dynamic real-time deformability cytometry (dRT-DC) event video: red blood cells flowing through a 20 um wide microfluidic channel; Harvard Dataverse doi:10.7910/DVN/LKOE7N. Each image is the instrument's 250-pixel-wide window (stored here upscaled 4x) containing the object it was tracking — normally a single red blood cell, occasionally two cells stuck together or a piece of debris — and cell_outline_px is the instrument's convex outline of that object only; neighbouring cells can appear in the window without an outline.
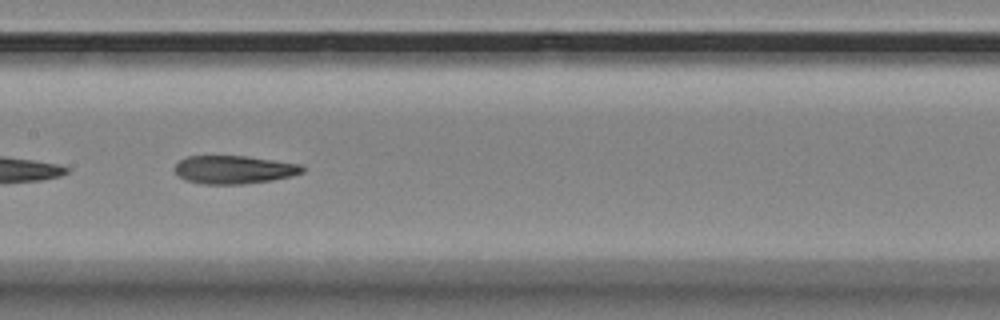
{"species": "Egyptian fruit bat (a non-hibernating species)", "species_latin": "Rousettus aegyptiacus", "temperature_condition": "room temperature", "stored_images_in_passage": 26, "camera_frame_rate_fps": 3000, "um_per_image_px": 0.085, "animal": {"sex": "female"}, "frame": {"image": 1, "passage_image": 12, "time_ms": 3.667, "image_size_px": [1000, 320], "cell_outline_px": [[304, 172], [292, 176], [272, 180], [240, 184], [204, 184], [184, 180], [172, 168], [180, 160], [188, 156], [248, 156], [304, 164]], "centroid_in_image_um": [19.92, 14.41], "position_along_channel_um": 187.5, "area_um2": 21.15}}
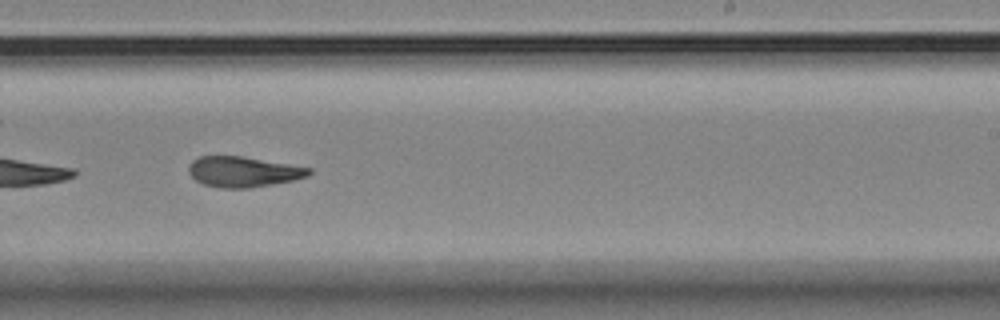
{"frame": {"image": 2, "passage_image": 19, "time_ms": 6.0, "image_size_px": [1000, 320], "cell_outline_px": [[312, 172], [308, 176], [292, 180], [272, 184], [248, 188], [220, 188], [204, 184], [196, 180], [188, 172], [188, 164], [192, 160], [200, 156], [240, 156], [312, 168]], "centroid_in_image_um": [20.65, 14.6], "position_along_channel_um": 268.4, "area_um2": 21.21}}